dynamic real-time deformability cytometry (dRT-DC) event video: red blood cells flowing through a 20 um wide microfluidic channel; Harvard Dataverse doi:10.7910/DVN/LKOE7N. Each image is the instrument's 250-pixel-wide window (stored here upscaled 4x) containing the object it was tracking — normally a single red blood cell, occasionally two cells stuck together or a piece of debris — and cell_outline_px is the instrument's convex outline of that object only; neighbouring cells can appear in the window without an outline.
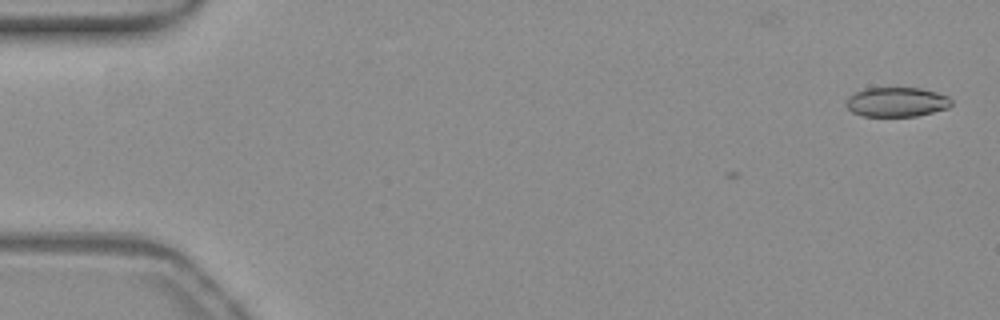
{"species": "common noctule bat (a hibernating species)", "species_latin": "Nyctalus noctula", "temperature_condition": "warm", "stored_images_in_passage": 2, "camera_frame_rate_fps": 3000, "um_per_image_px": 0.085, "animal": {"sex": "female", "body_mass_g": 19.3, "forearm_length_mm": 54.1}, "frame": {"image": 1, "passage_image": 2, "time_ms": 0.333, "image_size_px": [1000, 320], "cell_outline_px": [[952, 104], [948, 108], [916, 116], [864, 116], [852, 112], [844, 104], [848, 96], [864, 88], [920, 88], [936, 92], [948, 96], [952, 100]], "centroid_in_image_um": [76.2, 8.67], "position_along_channel_um": 8.8, "area_um2": 18.15}}